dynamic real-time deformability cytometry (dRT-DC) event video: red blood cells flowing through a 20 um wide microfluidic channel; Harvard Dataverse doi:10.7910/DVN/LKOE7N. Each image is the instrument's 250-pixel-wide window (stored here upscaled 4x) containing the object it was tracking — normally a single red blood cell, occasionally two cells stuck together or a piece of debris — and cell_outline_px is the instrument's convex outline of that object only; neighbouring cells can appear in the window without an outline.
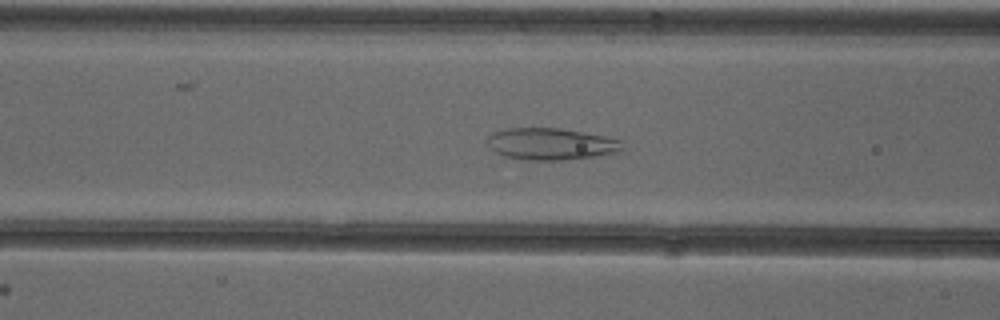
{"species": "common noctule bat (a hibernating species)", "species_latin": "Nyctalus noctula", "temperature_condition": "cold", "stored_images_in_passage": 53, "camera_frame_rate_fps": 3000, "um_per_image_px": 0.085, "animal": {"sex": "female"}, "frame": {"image": 1, "passage_image": 22, "time_ms": 7.0, "image_size_px": [1000, 320], "cell_outline_px": [[628, 148], [624, 152], [568, 160], [520, 160], [504, 156], [496, 152], [488, 144], [488, 136], [492, 132], [508, 128], [560, 128], [604, 136], [624, 140]], "centroid_in_image_um": [46.95, 12.25], "position_along_channel_um": 119.7, "area_um2": 25.61}}
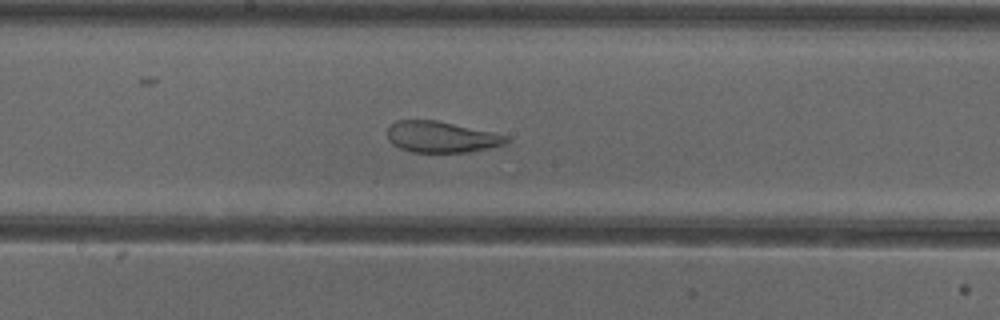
{"frame": {"image": 2, "passage_image": 29, "time_ms": 9.333, "image_size_px": [1000, 320], "cell_outline_px": [[512, 140], [504, 144], [468, 152], [412, 152], [400, 148], [392, 144], [388, 140], [388, 128], [396, 120], [436, 120], [512, 136]], "centroid_in_image_um": [37.54, 11.64], "position_along_channel_um": 210.7, "area_um2": 21.62}}
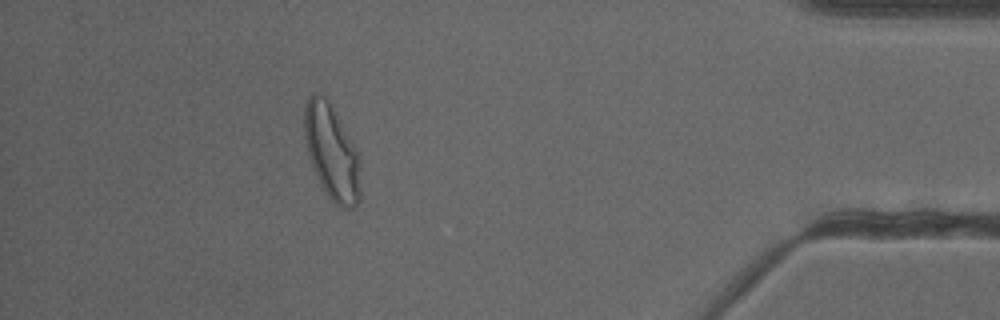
{"frame": {"image": 3, "passage_image": 48, "time_ms": 15.667, "image_size_px": [1000, 320], "cell_outline_px": [[360, 200], [356, 208], [340, 208], [328, 196], [308, 156], [304, 136], [304, 104], [308, 96], [312, 92], [316, 92], [324, 96], [332, 104], [360, 160]], "centroid_in_image_um": [28.19, 12.92], "position_along_channel_um": 407.0, "area_um2": 30.92}}